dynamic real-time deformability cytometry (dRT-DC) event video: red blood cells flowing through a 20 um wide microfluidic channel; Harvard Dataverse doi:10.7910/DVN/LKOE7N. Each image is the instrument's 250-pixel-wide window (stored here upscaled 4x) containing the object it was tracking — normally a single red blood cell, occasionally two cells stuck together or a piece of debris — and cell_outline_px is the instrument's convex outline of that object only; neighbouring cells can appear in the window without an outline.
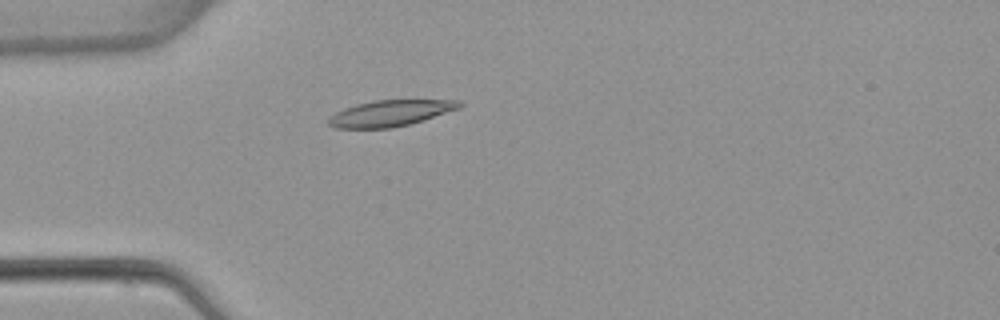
{"species": "common noctule bat (a hibernating species)", "species_latin": "Nyctalus noctula", "temperature_condition": "warm", "stored_images_in_passage": 3, "camera_frame_rate_fps": 3000, "um_per_image_px": 0.085, "animal": {"sex": "female", "body_mass_g": 22.7, "forearm_length_mm": 54.2}, "frame": {"image": 1, "passage_image": 3, "time_ms": 2.333, "image_size_px": [1000, 320], "cell_outline_px": [[464, 104], [460, 108], [408, 124], [392, 128], [336, 128], [328, 124], [328, 116], [344, 108], [356, 104], [376, 100], [460, 100]], "centroid_in_image_um": [33.15, 9.61], "position_along_channel_um": 51.9, "area_um2": 19.77}}